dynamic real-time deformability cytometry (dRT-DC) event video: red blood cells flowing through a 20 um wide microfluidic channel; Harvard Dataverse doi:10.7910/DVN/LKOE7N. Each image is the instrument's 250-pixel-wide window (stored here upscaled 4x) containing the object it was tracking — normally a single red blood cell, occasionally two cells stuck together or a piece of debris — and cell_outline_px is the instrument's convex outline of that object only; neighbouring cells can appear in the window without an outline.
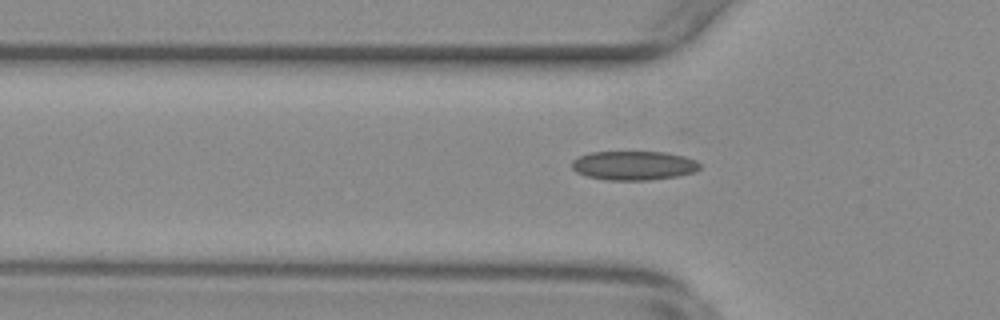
{"species": "common noctule bat (a hibernating species)", "species_latin": "Nyctalus noctula", "temperature_condition": "warm", "stored_images_in_passage": 35, "camera_frame_rate_fps": 3000, "um_per_image_px": 0.085, "animal": {"sex": "female", "body_mass_g": 29.2, "forearm_length_mm": 56.3}, "frame": {"image": 1, "passage_image": 10, "time_ms": 3.0, "image_size_px": [1000, 320], "cell_outline_px": [[700, 168], [696, 172], [680, 176], [648, 180], [608, 180], [588, 176], [576, 172], [572, 168], [572, 160], [580, 156], [592, 152], [664, 152], [684, 156], [696, 160], [700, 164]], "centroid_in_image_um": [53.9, 14.07], "position_along_channel_um": 71.9, "area_um2": 21.73}}
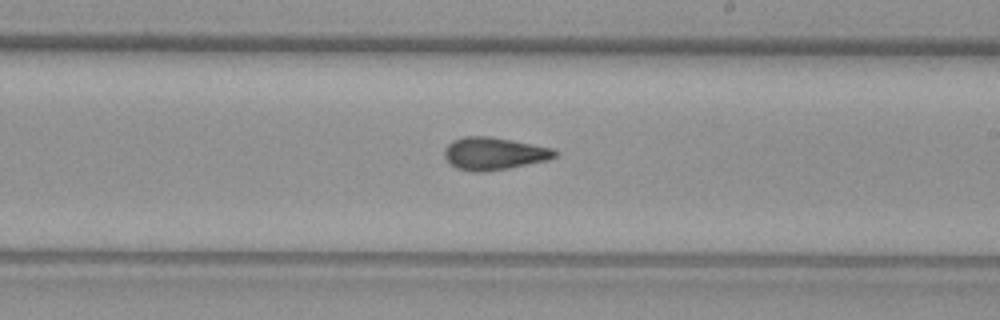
{"frame": {"image": 2, "passage_image": 24, "time_ms": 7.667, "image_size_px": [1000, 320], "cell_outline_px": [[556, 156], [548, 160], [508, 168], [484, 172], [472, 172], [456, 168], [444, 156], [444, 148], [452, 140], [464, 136], [488, 136], [512, 140], [552, 148], [556, 152]], "centroid_in_image_um": [41.95, 13.05], "position_along_channel_um": 247.0, "area_um2": 20.87}}
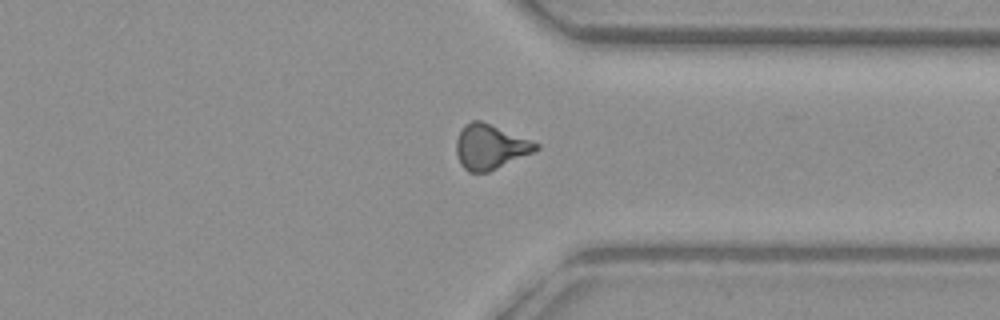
{"frame": {"image": 3, "passage_image": 34, "time_ms": 11.0, "image_size_px": [1000, 320], "cell_outline_px": [[540, 148], [536, 152], [488, 172], [468, 172], [460, 164], [456, 152], [456, 140], [464, 124], [472, 120], [480, 120], [540, 144]], "centroid_in_image_um": [41.67, 12.49], "position_along_channel_um": 369.7, "area_um2": 20.81}}